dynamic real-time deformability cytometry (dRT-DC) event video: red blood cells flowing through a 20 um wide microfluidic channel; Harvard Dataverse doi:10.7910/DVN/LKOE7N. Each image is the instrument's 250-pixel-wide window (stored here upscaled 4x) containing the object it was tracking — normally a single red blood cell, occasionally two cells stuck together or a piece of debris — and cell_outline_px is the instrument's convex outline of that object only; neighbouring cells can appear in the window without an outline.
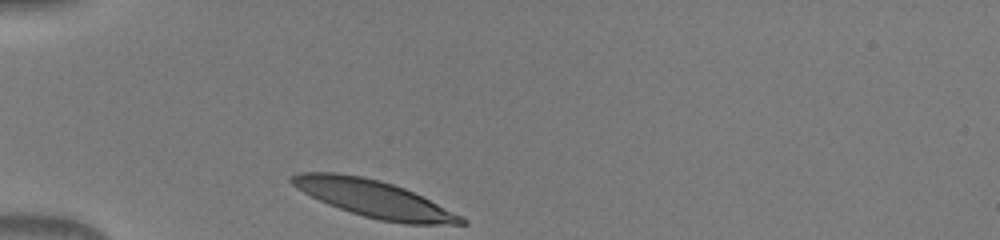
{"species": "human", "species_latin": "Homo sapiens", "temperature_condition": "warm", "stored_images_in_passage": 30, "camera_frame_rate_fps": 3000, "um_per_image_px": 0.085, "donor": {"sex": "male"}, "frame": {"image": 1, "passage_image": 1, "time_ms": 0.0, "image_size_px": [1000, 240], "cell_outline_px": [[468, 224], [404, 224], [380, 220], [364, 216], [328, 204], [296, 188], [288, 180], [288, 176], [300, 172], [336, 172], [360, 176], [380, 180], [404, 188], [468, 220]], "centroid_in_image_um": [31.71, 16.88], "position_along_channel_um": 53.3, "area_um2": 35.89}}
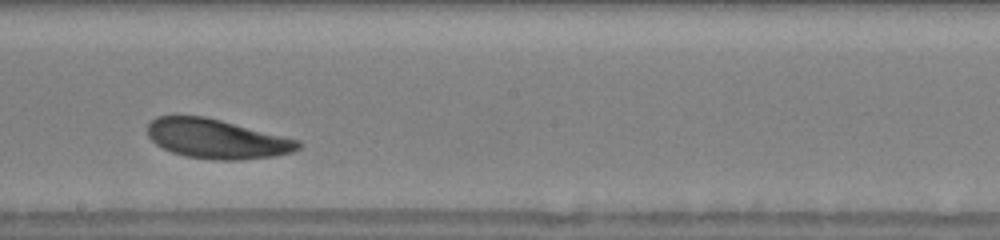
{"frame": {"image": 2, "passage_image": 16, "time_ms": 5.0, "image_size_px": [1000, 240], "cell_outline_px": [[304, 144], [300, 148], [292, 152], [276, 156], [240, 160], [212, 160], [184, 156], [172, 152], [156, 144], [148, 136], [148, 124], [156, 116], [204, 116], [300, 140]], "centroid_in_image_um": [18.45, 11.81], "position_along_channel_um": 229.8, "area_um2": 34.62}}
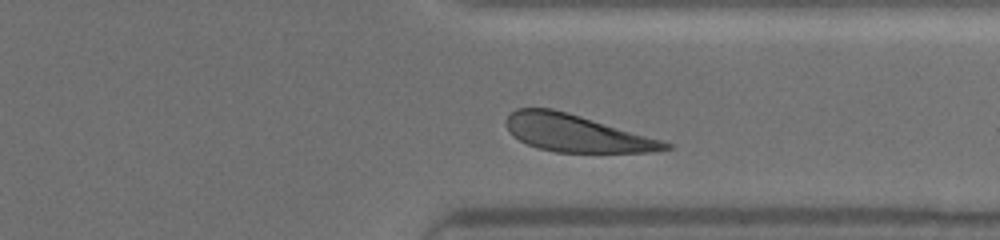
{"frame": {"image": 3, "passage_image": 26, "time_ms": 8.333, "image_size_px": [1000, 240], "cell_outline_px": [[672, 148], [656, 152], [556, 152], [536, 148], [520, 140], [504, 124], [504, 120], [516, 108], [552, 108], [568, 112], [660, 140], [672, 144]], "centroid_in_image_um": [48.96, 11.32], "position_along_channel_um": 362.4, "area_um2": 33.99}}